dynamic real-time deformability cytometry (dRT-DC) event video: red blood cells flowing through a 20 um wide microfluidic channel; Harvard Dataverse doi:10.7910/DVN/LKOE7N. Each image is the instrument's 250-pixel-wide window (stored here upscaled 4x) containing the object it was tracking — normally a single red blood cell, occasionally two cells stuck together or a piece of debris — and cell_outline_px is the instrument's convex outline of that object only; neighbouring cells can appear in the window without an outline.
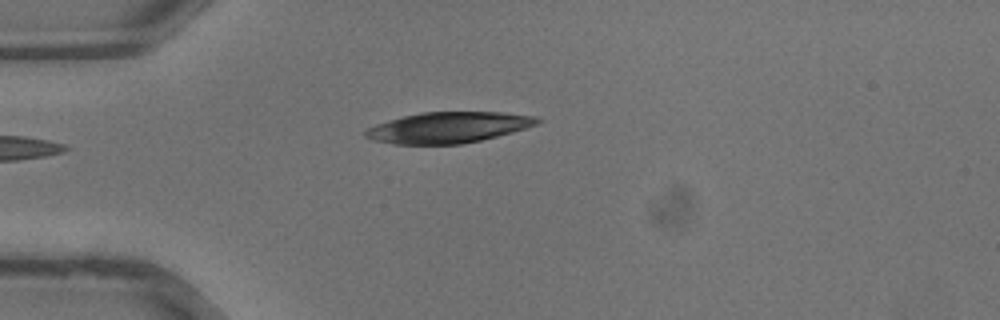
{"species": "common noctule bat (a hibernating species)", "species_latin": "Nyctalus noctula", "temperature_condition": "warm", "stored_images_in_passage": 25, "camera_frame_rate_fps": 3000, "um_per_image_px": 0.085, "animal": {"sex": "male", "body_mass_g": 13.3}, "frame": {"image": 1, "passage_image": 1, "time_ms": 0.0, "image_size_px": [1000, 320], "cell_outline_px": [[544, 120], [536, 124], [512, 132], [480, 140], [460, 144], [392, 144], [372, 140], [364, 136], [364, 132], [368, 128], [376, 124], [388, 120], [420, 112], [500, 112], [536, 116]], "centroid_in_image_um": [38.08, 10.83], "position_along_channel_um": 46.9, "area_um2": 30.81}}
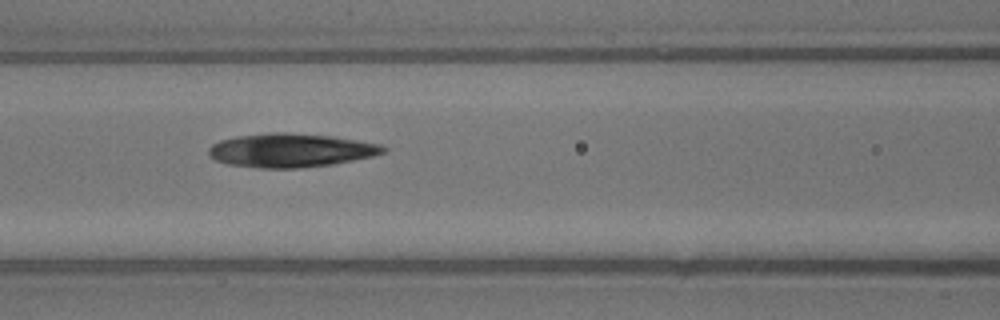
{"frame": {"image": 2, "passage_image": 7, "time_ms": 2.0, "image_size_px": [1000, 320], "cell_outline_px": [[388, 148], [384, 152], [372, 156], [332, 164], [300, 168], [260, 168], [228, 164], [216, 160], [208, 156], [208, 148], [212, 144], [220, 140], [236, 136], [276, 132], [284, 132], [332, 136], [380, 144]], "centroid_in_image_um": [24.68, 12.77], "position_along_channel_um": 141.9, "area_um2": 34.22}}
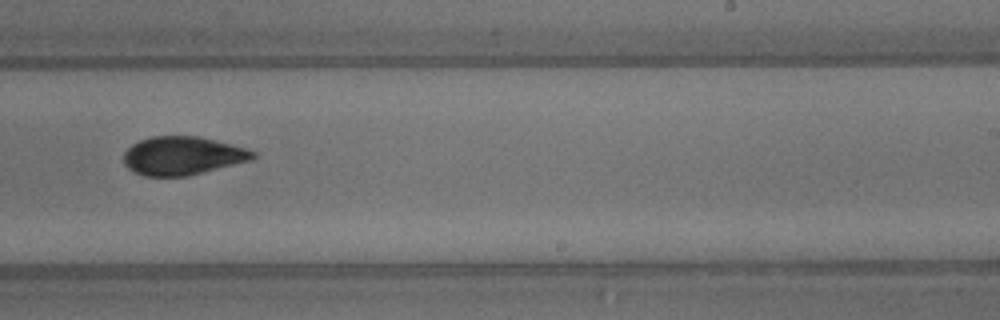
{"frame": {"image": 3, "passage_image": 14, "time_ms": 4.333, "image_size_px": [1000, 320], "cell_outline_px": [[256, 156], [252, 160], [188, 176], [144, 176], [128, 168], [124, 164], [124, 152], [132, 144], [140, 140], [152, 136], [196, 136], [244, 148], [256, 152]], "centroid_in_image_um": [15.49, 13.25], "position_along_channel_um": 273.5, "area_um2": 28.67}}